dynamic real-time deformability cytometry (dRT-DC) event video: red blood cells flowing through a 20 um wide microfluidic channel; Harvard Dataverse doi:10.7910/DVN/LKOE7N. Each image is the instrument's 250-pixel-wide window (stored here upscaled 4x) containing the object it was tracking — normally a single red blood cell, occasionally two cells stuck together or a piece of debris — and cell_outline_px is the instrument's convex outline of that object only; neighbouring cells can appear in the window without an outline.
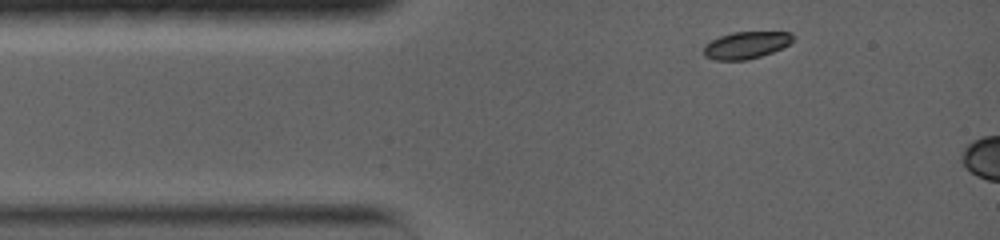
{"species": "common noctule bat (a hibernating species)", "species_latin": "Nyctalus noctula", "temperature_condition": "warm", "stored_images_in_passage": 2, "camera_frame_rate_fps": 5000, "um_per_image_px": 0.085, "animal": {"sex": "female", "body_mass_g": 19.0, "forearm_length_mm": 56.7}, "frame": {"image": 1, "passage_image": 1, "time_ms": 0.0, "image_size_px": [1000, 240], "cell_outline_px": [[796, 36], [788, 44], [772, 52], [748, 60], [716, 60], [704, 56], [704, 44], [720, 36], [732, 32], [788, 32]], "centroid_in_image_um": [63.4, 3.83], "position_along_channel_um": 21.6, "area_um2": 13.99}}